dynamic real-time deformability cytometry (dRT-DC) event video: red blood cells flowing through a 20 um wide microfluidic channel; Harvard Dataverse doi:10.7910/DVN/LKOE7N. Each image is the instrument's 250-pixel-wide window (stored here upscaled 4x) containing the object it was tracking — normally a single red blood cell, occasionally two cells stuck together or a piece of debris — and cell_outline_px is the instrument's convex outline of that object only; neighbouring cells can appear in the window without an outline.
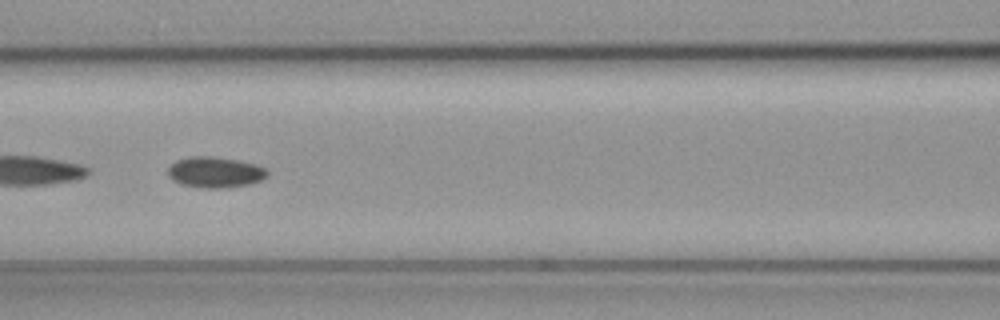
{"species": "common noctule bat (a hibernating species)", "species_latin": "Nyctalus noctula", "temperature_condition": "cold", "stored_images_in_passage": 55, "segment_of_instrument_passage": [2, 2], "camera_frame_rate_fps": 3000, "um_per_image_px": 0.085, "animal": {"sex": "female", "body_mass_g": 19.3, "forearm_length_mm": 54.1}, "frame": {"image": 1, "passage_image": 22, "time_ms": 7.0, "image_size_px": [1000, 320], "cell_outline_px": [[268, 176], [252, 184], [224, 188], [204, 188], [180, 184], [172, 180], [168, 176], [168, 168], [176, 160], [192, 156], [212, 156], [236, 160], [256, 164], [264, 168], [268, 172]], "centroid_in_image_um": [18.28, 14.65], "position_along_channel_um": 148.3, "area_um2": 17.92}}
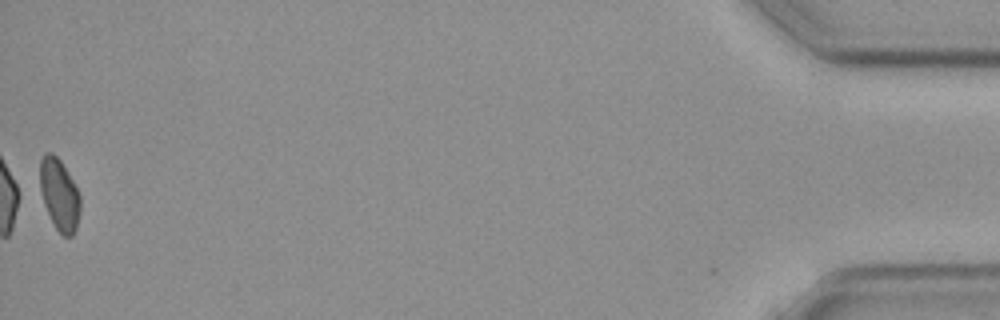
{"frame": {"image": 2, "passage_image": 54, "time_ms": 17.667, "image_size_px": [1000, 320], "cell_outline_px": [[80, 208], [76, 228], [72, 236], [64, 236], [56, 228], [44, 204], [40, 188], [40, 160], [44, 152], [52, 152], [60, 160], [72, 180], [80, 196]], "centroid_in_image_um": [5.03, 16.51], "position_along_channel_um": 430.2, "area_um2": 16.53}}